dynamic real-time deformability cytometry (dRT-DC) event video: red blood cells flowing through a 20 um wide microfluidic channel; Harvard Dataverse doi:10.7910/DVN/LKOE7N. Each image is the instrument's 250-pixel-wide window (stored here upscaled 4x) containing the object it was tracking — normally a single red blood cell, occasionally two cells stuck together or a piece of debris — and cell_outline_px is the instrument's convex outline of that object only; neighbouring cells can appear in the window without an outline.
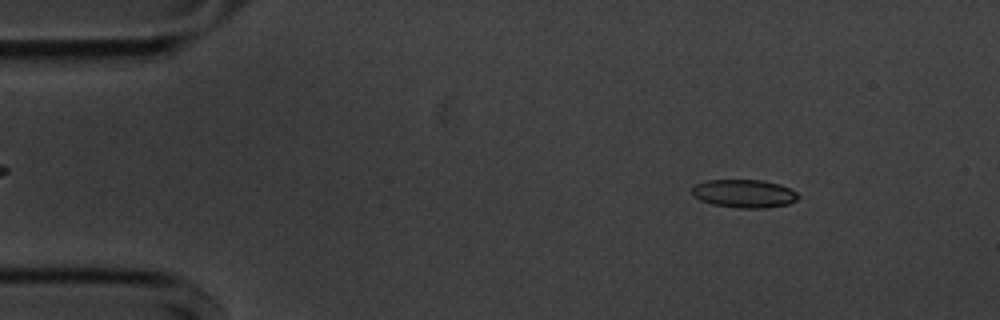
{"species": "common noctule bat (a hibernating species)", "species_latin": "Nyctalus noctula", "temperature_condition": "cold", "stored_images_in_passage": 55, "camera_frame_rate_fps": 3000, "um_per_image_px": 0.085, "animal": {"sex": "male", "body_mass_g": 20.1, "forearm_length_mm": 53.5}, "frame": {"image": 1, "passage_image": 7, "time_ms": 2.0, "image_size_px": [1000, 320], "cell_outline_px": [[800, 196], [796, 200], [788, 204], [764, 208], [740, 208], [712, 204], [700, 200], [692, 196], [692, 188], [696, 184], [708, 180], [764, 180], [780, 184], [796, 192]], "centroid_in_image_um": [63.25, 16.45], "position_along_channel_um": 21.8, "area_um2": 17.46}}
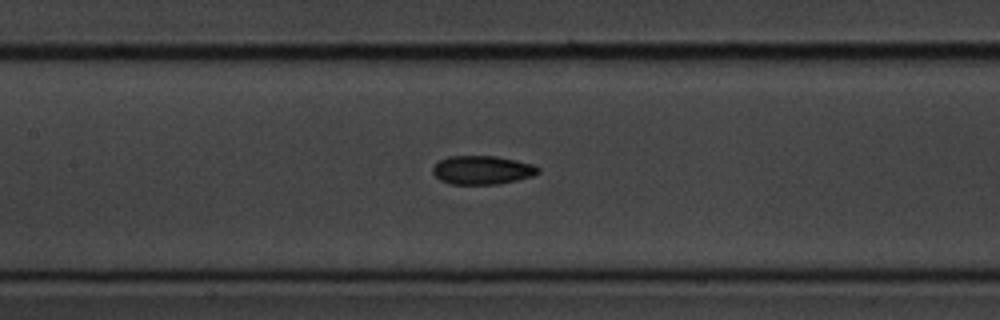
{"frame": {"image": 2, "passage_image": 25, "time_ms": 8.0, "image_size_px": [1000, 320], "cell_outline_px": [[540, 172], [532, 176], [516, 180], [496, 184], [452, 184], [440, 180], [432, 172], [432, 168], [440, 160], [448, 156], [496, 156], [516, 160], [532, 164], [540, 168]], "centroid_in_image_um": [40.99, 14.45], "position_along_channel_um": 166.4, "area_um2": 17.51}}
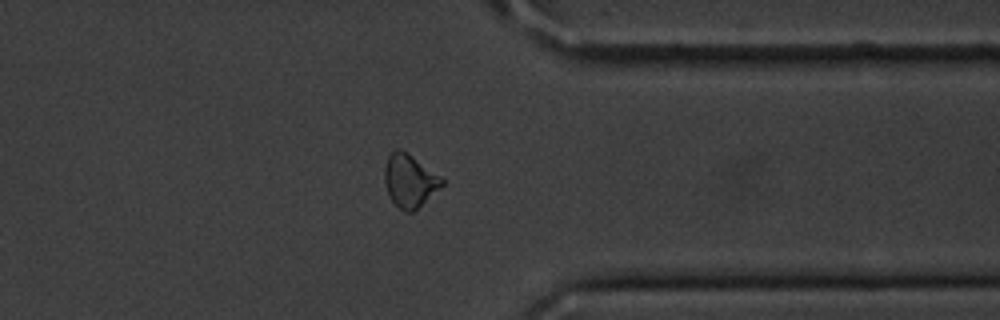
{"frame": {"image": 3, "passage_image": 43, "time_ms": 14.0, "image_size_px": [1000, 320], "cell_outline_px": [[444, 184], [412, 212], [408, 212], [400, 208], [388, 196], [384, 184], [384, 168], [388, 156], [396, 148], [400, 148], [408, 152], [440, 176], [444, 180]], "centroid_in_image_um": [34.79, 15.33], "position_along_channel_um": 376.6, "area_um2": 17.57}, "authors_computed_cell_mechanics": {"area_um2": 17.5134, "velocity_mm_per_s": 3.6053, "shape_relaxation_time_tau1_ms": 2.9248, "shape_relaxation_time_tau2_ms": 2.8034, "deformation_change_tau1": 0.1085, "deformation_change_tau2": 0.0815}}